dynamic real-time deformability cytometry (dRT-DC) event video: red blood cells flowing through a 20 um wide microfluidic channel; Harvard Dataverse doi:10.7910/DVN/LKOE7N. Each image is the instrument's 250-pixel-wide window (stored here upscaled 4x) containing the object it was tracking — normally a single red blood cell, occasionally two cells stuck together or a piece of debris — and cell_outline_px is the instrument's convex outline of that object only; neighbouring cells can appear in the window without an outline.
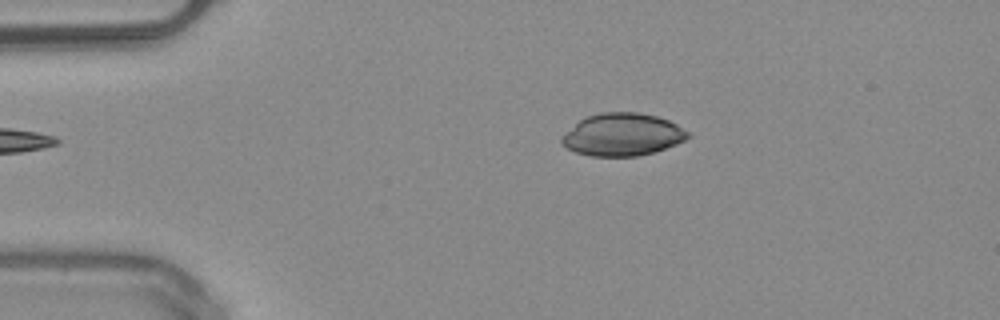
{"species": "common noctule bat (a hibernating species)", "species_latin": "Nyctalus noctula", "temperature_condition": "warm", "stored_images_in_passage": 34, "camera_frame_rate_fps": 3000, "um_per_image_px": 0.085, "animal": {"sex": "male", "body_mass_g": 20.4}, "frame": {"image": 1, "passage_image": 1, "time_ms": 0.0, "image_size_px": [1000, 320], "cell_outline_px": [[692, 136], [676, 144], [656, 152], [640, 156], [592, 156], [576, 152], [568, 148], [560, 140], [580, 120], [588, 116], [600, 112], [636, 112], [656, 116], [668, 120], [676, 124], [688, 132]], "centroid_in_image_um": [52.96, 11.45], "position_along_channel_um": 32.0, "area_um2": 30.92}}
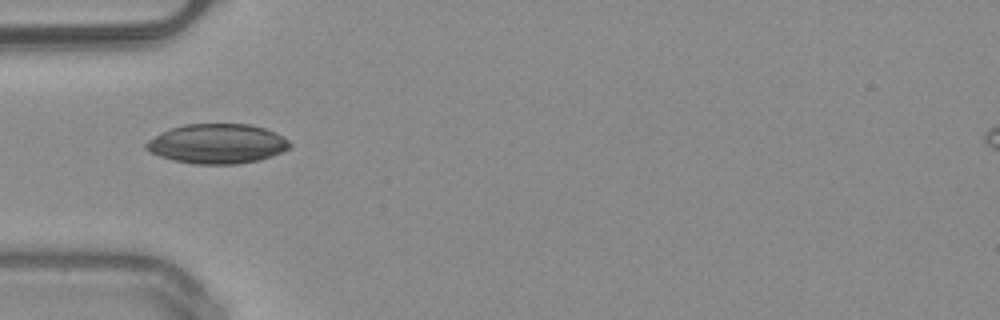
{"frame": {"image": 2, "passage_image": 7, "time_ms": 2.0, "image_size_px": [1000, 320], "cell_outline_px": [[292, 148], [272, 156], [260, 160], [236, 164], [192, 164], [172, 160], [148, 152], [144, 148], [144, 144], [148, 140], [172, 128], [184, 124], [248, 124], [264, 128], [276, 132], [288, 140], [292, 144]], "centroid_in_image_um": [18.48, 12.23], "position_along_channel_um": 66.5, "area_um2": 33.35}}
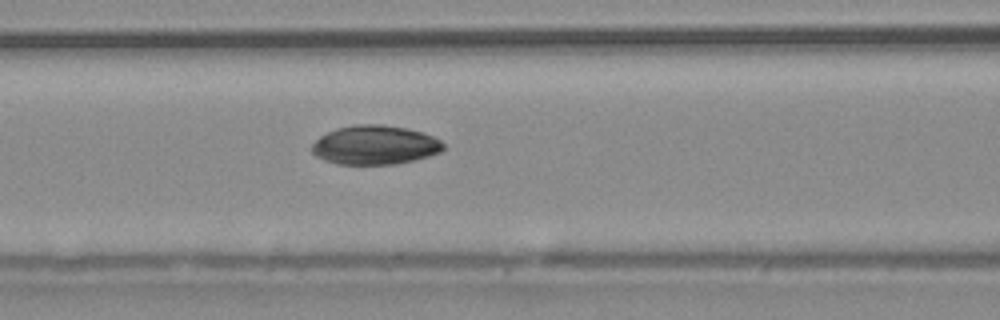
{"frame": {"image": 3, "passage_image": 12, "time_ms": 3.667, "image_size_px": [1000, 320], "cell_outline_px": [[444, 148], [440, 152], [428, 156], [396, 164], [336, 164], [324, 160], [316, 156], [312, 152], [312, 144], [320, 136], [336, 128], [356, 124], [380, 124], [408, 128], [432, 136], [440, 140], [444, 144]], "centroid_in_image_um": [31.85, 12.32], "position_along_channel_um": 134.7, "area_um2": 29.88}}